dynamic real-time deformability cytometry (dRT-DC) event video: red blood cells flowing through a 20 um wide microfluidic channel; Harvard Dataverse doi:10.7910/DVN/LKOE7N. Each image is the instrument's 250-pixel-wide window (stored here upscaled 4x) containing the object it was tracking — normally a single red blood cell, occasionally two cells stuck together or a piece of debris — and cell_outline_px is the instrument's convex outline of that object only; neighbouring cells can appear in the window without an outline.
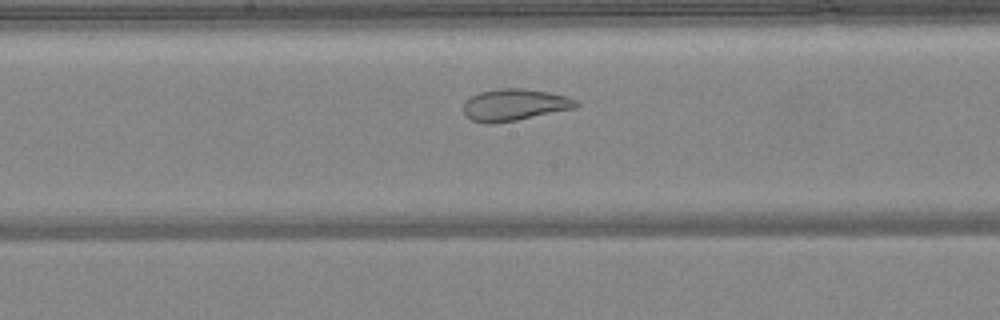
{"species": "common noctule bat (a hibernating species)", "species_latin": "Nyctalus noctula", "temperature_condition": "warm", "stored_images_in_passage": 28, "camera_frame_rate_fps": 3000, "um_per_image_px": 0.085, "animal": {"sex": "female", "body_mass_g": 24.6, "forearm_length_mm": 56.2}, "frame": {"image": 1, "passage_image": 19, "time_ms": 6.0, "image_size_px": [1000, 320], "cell_outline_px": [[580, 104], [576, 108], [516, 120], [488, 124], [472, 120], [464, 116], [464, 100], [480, 92], [500, 88], [524, 88], [548, 92], [568, 96], [576, 100]], "centroid_in_image_um": [43.74, 8.9], "position_along_channel_um": 204.5, "area_um2": 20.92}}
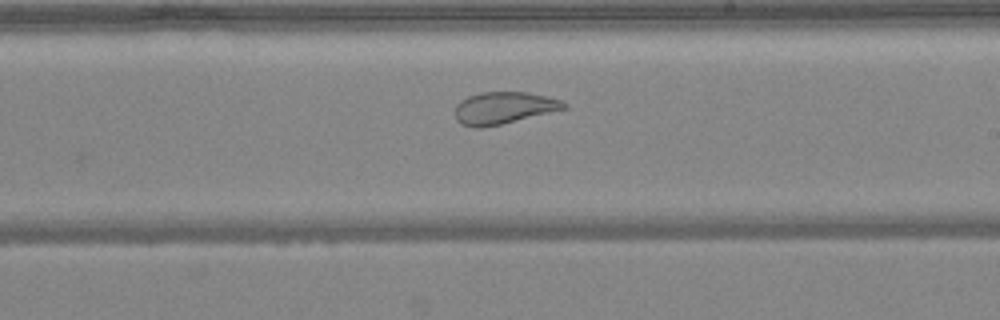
{"frame": {"image": 2, "passage_image": 22, "time_ms": 7.0, "image_size_px": [1000, 320], "cell_outline_px": [[568, 108], [500, 124], [480, 128], [472, 128], [460, 124], [456, 120], [456, 104], [460, 100], [468, 96], [480, 92], [528, 92], [548, 96], [560, 100], [568, 104]], "centroid_in_image_um": [42.8, 9.17], "position_along_channel_um": 246.2, "area_um2": 20.4}}